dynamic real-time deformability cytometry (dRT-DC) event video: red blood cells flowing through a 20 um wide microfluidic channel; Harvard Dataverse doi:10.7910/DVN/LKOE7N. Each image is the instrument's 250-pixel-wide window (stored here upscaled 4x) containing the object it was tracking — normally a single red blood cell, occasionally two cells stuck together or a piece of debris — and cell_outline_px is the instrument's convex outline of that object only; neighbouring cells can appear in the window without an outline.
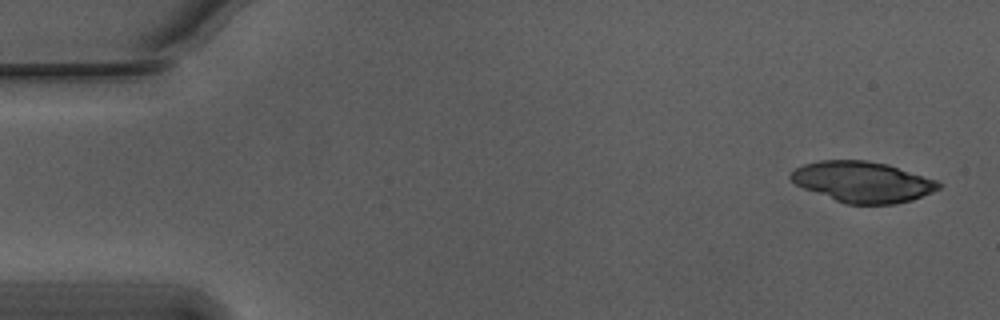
{"species": "Egyptian fruit bat (a non-hibernating species)", "species_latin": "Rousettus aegyptiacus", "temperature_condition": "warm", "stored_images_in_passage": 26, "camera_frame_rate_fps": 3000, "um_per_image_px": 0.085, "animal": {"sex": "male"}, "frame": {"image": 1, "passage_image": 1, "time_ms": 0.0, "image_size_px": [1000, 320], "cell_outline_px": [[944, 184], [940, 188], [932, 192], [912, 200], [896, 204], [848, 204], [836, 200], [804, 188], [796, 184], [788, 176], [796, 168], [804, 164], [820, 160], [864, 160], [888, 164], [936, 180]], "centroid_in_image_um": [73.35, 15.45], "position_along_channel_um": 11.7, "area_um2": 34.91}}